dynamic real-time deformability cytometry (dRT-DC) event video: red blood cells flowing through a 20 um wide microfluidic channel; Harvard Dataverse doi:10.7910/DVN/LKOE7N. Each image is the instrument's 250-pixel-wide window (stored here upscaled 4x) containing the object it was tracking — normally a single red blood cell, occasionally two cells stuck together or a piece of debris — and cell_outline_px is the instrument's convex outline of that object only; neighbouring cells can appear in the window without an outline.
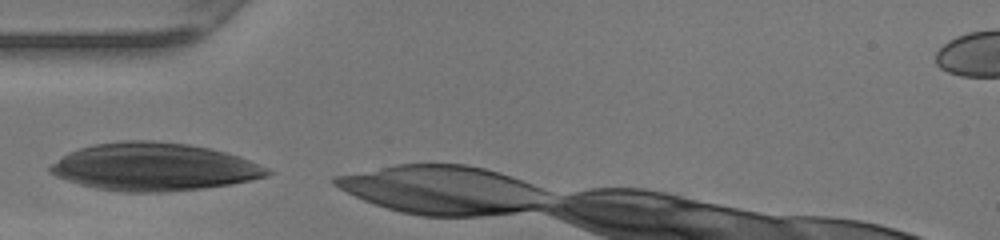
{"species": "human", "species_latin": "Homo sapiens", "temperature_condition": "warm", "stored_images_in_passage": 3, "camera_frame_rate_fps": 3000, "um_per_image_px": 0.085, "donor": {"sex": "female"}, "frame": {"image": 1, "passage_image": 1, "time_ms": 0.0, "image_size_px": [1000, 240], "cell_outline_px": [[276, 172], [268, 176], [228, 184], [204, 188], [168, 192], [128, 192], [96, 188], [80, 184], [56, 176], [48, 168], [52, 164], [68, 152], [92, 144], [124, 140], [152, 140], [188, 144], [208, 148], [224, 152], [248, 160], [268, 168]], "centroid_in_image_um": [13.08, 14.18], "position_along_channel_um": 71.9, "area_um2": 60.0}}